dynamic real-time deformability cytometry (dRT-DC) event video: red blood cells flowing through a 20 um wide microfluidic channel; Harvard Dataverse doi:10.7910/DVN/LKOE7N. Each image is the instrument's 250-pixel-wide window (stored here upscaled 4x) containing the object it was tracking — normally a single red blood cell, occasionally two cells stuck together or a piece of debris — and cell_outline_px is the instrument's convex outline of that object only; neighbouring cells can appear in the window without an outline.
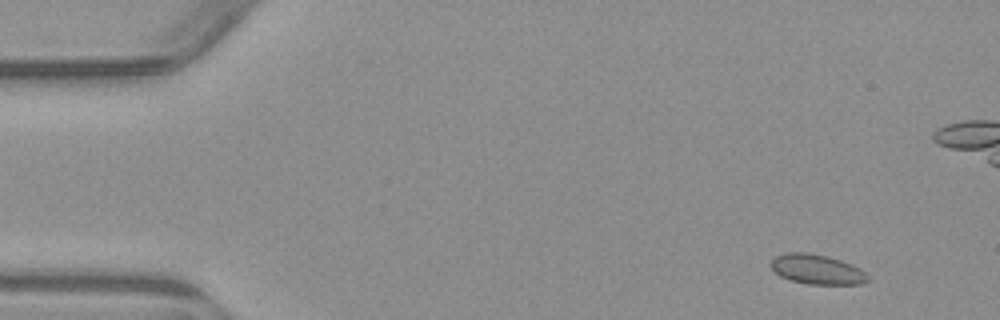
{"species": "common noctule bat (a hibernating species)", "species_latin": "Nyctalus noctula", "temperature_condition": "warm", "stored_images_in_passage": 5, "camera_frame_rate_fps": 3000, "um_per_image_px": 0.085, "animal": {"sex": "male", "body_mass_g": 23.1, "forearm_length_mm": 52.7}, "frame": {"image": 1, "passage_image": 1, "time_ms": 0.0, "image_size_px": [1000, 320], "cell_outline_px": [[868, 280], [860, 284], [808, 284], [788, 280], [780, 276], [768, 264], [776, 256], [788, 252], [808, 252], [828, 256], [852, 264], [864, 272], [868, 276]], "centroid_in_image_um": [69.4, 22.89], "position_along_channel_um": 15.6, "area_um2": 16.82}}